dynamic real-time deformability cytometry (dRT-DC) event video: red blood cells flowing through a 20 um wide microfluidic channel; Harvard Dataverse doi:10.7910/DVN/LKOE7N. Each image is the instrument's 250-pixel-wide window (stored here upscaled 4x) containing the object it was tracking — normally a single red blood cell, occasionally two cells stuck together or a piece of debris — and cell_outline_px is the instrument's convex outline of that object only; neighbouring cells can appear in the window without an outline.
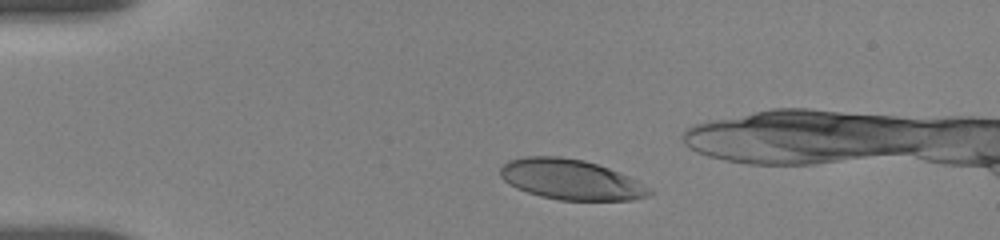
{"species": "human", "species_latin": "Homo sapiens", "temperature_condition": "room temperature", "stored_images_in_passage": 26, "camera_frame_rate_fps": 3000, "um_per_image_px": 0.085, "donor": {"sex": "female"}, "frame": {"image": 1, "passage_image": 1, "time_ms": 0.0, "image_size_px": [1000, 240], "cell_outline_px": [[652, 192], [648, 196], [632, 200], [560, 200], [540, 196], [516, 188], [508, 184], [500, 176], [500, 168], [508, 160], [524, 156], [560, 156], [584, 160], [608, 168], [628, 176], [652, 188]], "centroid_in_image_um": [48.5, 15.26], "position_along_channel_um": 36.5, "area_um2": 35.03}}
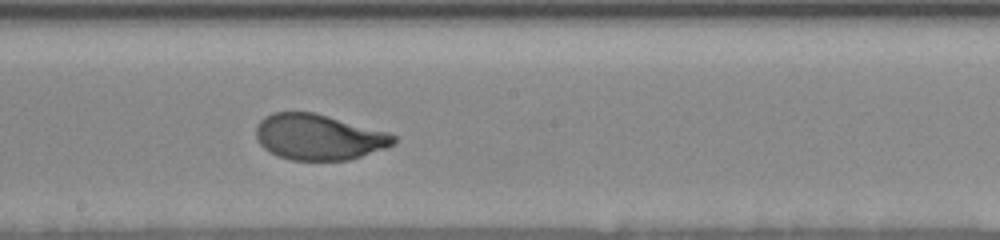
{"frame": {"image": 2, "passage_image": 14, "time_ms": 6.333, "image_size_px": [1000, 240], "cell_outline_px": [[396, 144], [388, 148], [348, 160], [292, 160], [276, 156], [268, 152], [256, 140], [256, 124], [264, 116], [272, 112], [312, 112], [388, 132], [396, 136]], "centroid_in_image_um": [27.07, 11.66], "position_along_channel_um": 221.1, "area_um2": 36.88}}
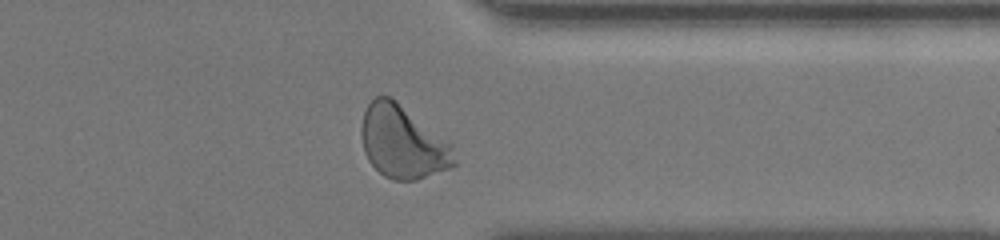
{"frame": {"image": 3, "passage_image": 24, "time_ms": 10.667, "image_size_px": [1000, 240], "cell_outline_px": [[456, 164], [448, 168], [416, 180], [392, 180], [384, 176], [368, 160], [364, 152], [360, 132], [360, 128], [364, 108], [376, 96], [392, 96], [448, 140], [452, 144], [456, 160]], "centroid_in_image_um": [34.22, 12.05], "position_along_channel_um": 377.2, "area_um2": 39.77}, "authors_computed_cell_mechanics": {"area_um2": 37.2521, "velocity_mm_per_s": 3.6435, "shape_relaxation_time_tau1_ms": 3.3843, "shape_relaxation_time_tau2_ms": null, "deformation_change_tau1": 0.1646, "deformation_change_tau2": null}}